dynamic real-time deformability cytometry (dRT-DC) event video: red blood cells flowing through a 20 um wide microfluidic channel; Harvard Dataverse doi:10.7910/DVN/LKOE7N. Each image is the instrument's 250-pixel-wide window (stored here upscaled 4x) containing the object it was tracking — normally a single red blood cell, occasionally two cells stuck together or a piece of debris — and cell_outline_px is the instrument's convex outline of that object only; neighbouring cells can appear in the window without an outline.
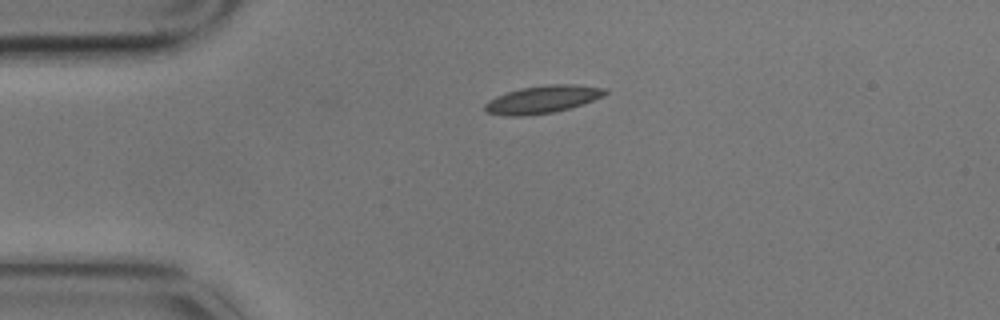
{"species": "common noctule bat (a hibernating species)", "species_latin": "Nyctalus noctula", "temperature_condition": "cold", "stored_images_in_passage": 3, "camera_frame_rate_fps": 3000, "um_per_image_px": 0.085, "animal": {"sex": "male", "body_mass_g": 17.9}, "frame": {"image": 1, "passage_image": 1, "time_ms": 0.0, "image_size_px": [1000, 320], "cell_outline_px": [[608, 92], [604, 96], [568, 108], [552, 112], [520, 116], [508, 116], [484, 112], [484, 104], [488, 100], [496, 96], [520, 88], [548, 84], [572, 84], [604, 88]], "centroid_in_image_um": [46.07, 8.44], "position_along_channel_um": 38.9, "area_um2": 19.13}}
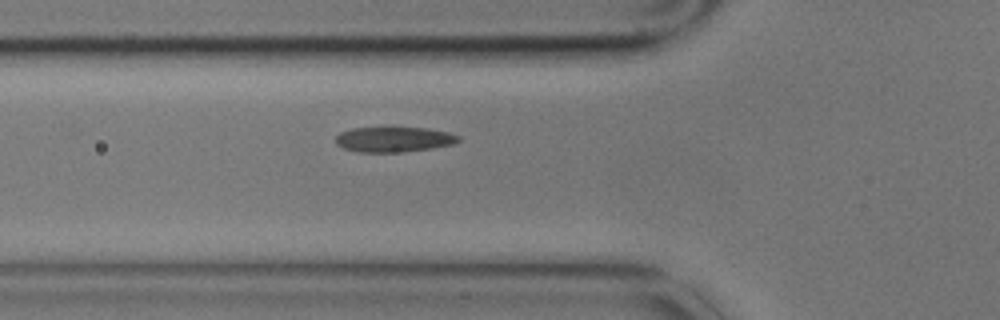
{"frame": {"image": 2, "passage_image": 3, "time_ms": 0.667, "image_size_px": [1000, 320], "cell_outline_px": [[460, 140], [452, 144], [432, 148], [404, 152], [360, 152], [344, 148], [336, 144], [336, 136], [340, 132], [352, 128], [392, 124], [424, 128], [448, 132], [460, 136]], "centroid_in_image_um": [33.45, 11.79], "position_along_channel_um": 92.4, "area_um2": 18.9}}